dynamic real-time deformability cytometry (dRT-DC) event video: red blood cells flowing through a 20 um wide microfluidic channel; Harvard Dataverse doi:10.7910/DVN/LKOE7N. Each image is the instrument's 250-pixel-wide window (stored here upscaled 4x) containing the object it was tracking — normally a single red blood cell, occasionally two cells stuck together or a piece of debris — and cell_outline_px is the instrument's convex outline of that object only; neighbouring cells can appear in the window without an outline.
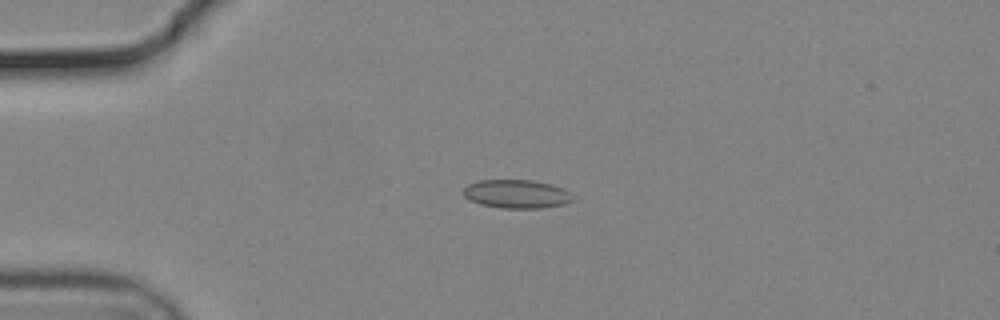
{"species": "common noctule bat (a hibernating species)", "species_latin": "Nyctalus noctula", "temperature_condition": "cold", "stored_images_in_passage": 39, "camera_frame_rate_fps": 3000, "um_per_image_px": 0.085, "animal": {"sex": "male", "body_mass_g": 19.2, "forearm_length_mm": 51.8}, "frame": {"image": 1, "passage_image": 5, "time_ms": 1.333, "image_size_px": [1000, 320], "cell_outline_px": [[572, 200], [564, 204], [540, 208], [500, 208], [480, 204], [464, 196], [464, 188], [468, 184], [480, 180], [536, 180], [552, 184], [564, 188], [568, 192]], "centroid_in_image_um": [43.9, 16.48], "position_along_channel_um": 41.1, "area_um2": 18.09}}
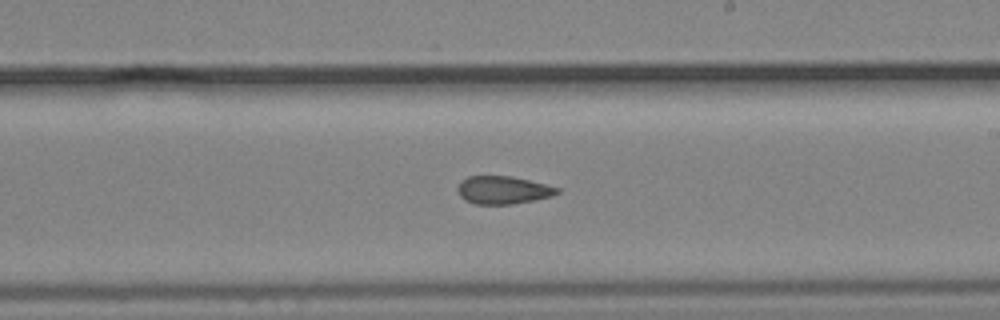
{"frame": {"image": 2, "passage_image": 24, "time_ms": 7.667, "image_size_px": [1000, 320], "cell_outline_px": [[560, 192], [552, 196], [536, 200], [512, 204], [476, 204], [464, 200], [460, 196], [456, 188], [460, 180], [468, 176], [512, 176], [560, 188]], "centroid_in_image_um": [42.73, 16.15], "position_along_channel_um": 246.3, "area_um2": 16.3}}
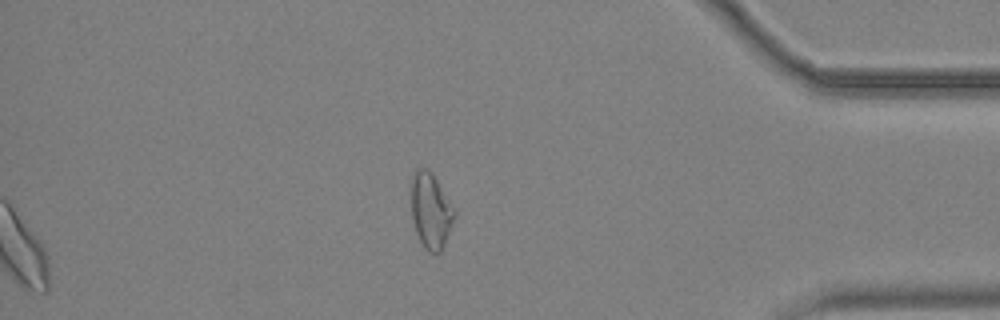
{"frame": {"image": 3, "passage_image": 39, "time_ms": 12.667, "image_size_px": [1000, 320], "cell_outline_px": [[456, 212], [452, 224], [444, 244], [440, 252], [428, 252], [424, 248], [416, 232], [412, 216], [412, 172], [416, 168], [428, 168], [432, 172], [456, 208]], "centroid_in_image_um": [36.63, 17.86], "position_along_channel_um": 398.6, "area_um2": 19.07}, "authors_computed_cell_mechanics": {"area_um2": 17.3978, "velocity_mm_per_s": 3.707, "shape_relaxation_time_tau1_ms": null, "shape_relaxation_time_tau2_ms": 3.4051, "deformation_change_tau1": null, "deformation_change_tau2": 0.0636}}